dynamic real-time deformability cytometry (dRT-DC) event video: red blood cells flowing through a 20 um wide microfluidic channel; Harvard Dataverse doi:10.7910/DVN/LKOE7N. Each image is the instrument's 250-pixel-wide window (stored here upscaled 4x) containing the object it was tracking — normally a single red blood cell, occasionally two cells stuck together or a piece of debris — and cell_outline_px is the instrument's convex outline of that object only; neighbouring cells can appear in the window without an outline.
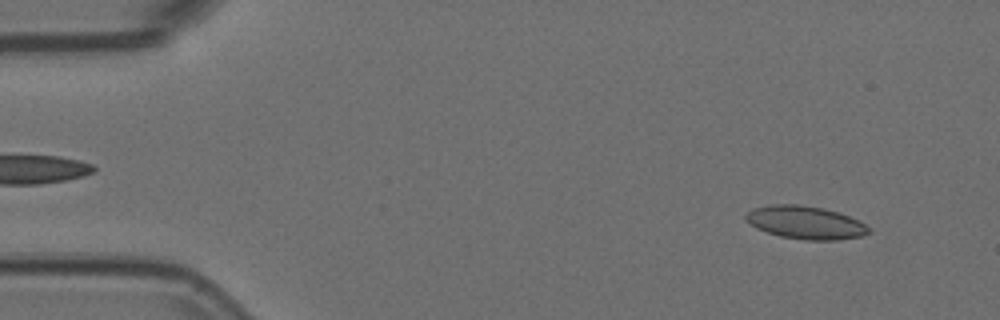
{"species": "Egyptian fruit bat (a non-hibernating species)", "species_latin": "Rousettus aegyptiacus", "temperature_condition": "room temperature", "stored_images_in_passage": 16, "segment_of_instrument_passage": [1, 2], "camera_frame_rate_fps": 3000, "um_per_image_px": 0.085, "animal": {"sex": "female"}, "frame": {"image": 1, "passage_image": 4, "time_ms": 1.0, "image_size_px": [1000, 320], "cell_outline_px": [[872, 232], [860, 236], [836, 240], [804, 240], [780, 236], [756, 228], [744, 220], [744, 216], [752, 208], [772, 204], [796, 204], [824, 208], [848, 216], [864, 224]], "centroid_in_image_um": [68.41, 18.91], "position_along_channel_um": 16.6, "area_um2": 23.52}}
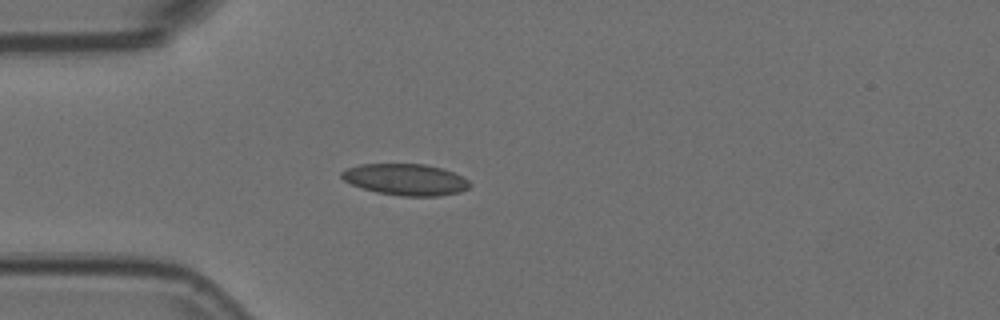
{"frame": {"image": 2, "passage_image": 14, "time_ms": 4.333, "image_size_px": [1000, 320], "cell_outline_px": [[472, 184], [468, 188], [460, 192], [440, 196], [400, 196], [376, 192], [352, 184], [344, 180], [340, 176], [340, 172], [348, 168], [360, 164], [424, 164], [444, 168], [468, 180]], "centroid_in_image_um": [34.49, 15.26], "position_along_channel_um": 50.5, "area_um2": 23.47}}